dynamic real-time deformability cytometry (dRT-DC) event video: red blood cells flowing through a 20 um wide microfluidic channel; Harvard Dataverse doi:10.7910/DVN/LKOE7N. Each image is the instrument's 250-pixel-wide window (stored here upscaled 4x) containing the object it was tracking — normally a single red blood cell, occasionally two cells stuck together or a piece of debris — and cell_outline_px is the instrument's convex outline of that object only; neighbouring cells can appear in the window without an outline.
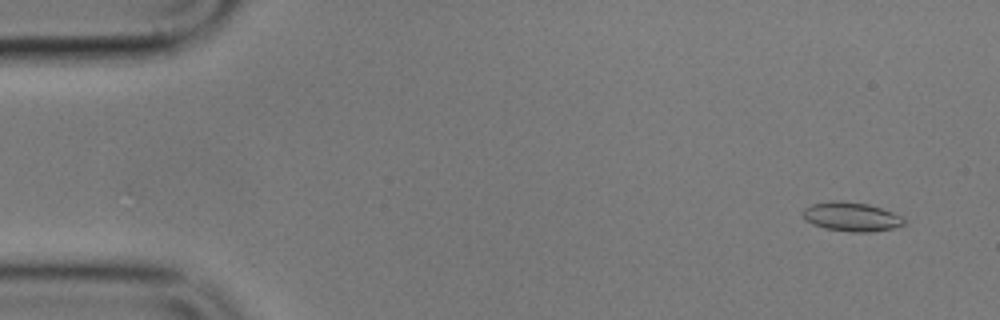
{"species": "common noctule bat (a hibernating species)", "species_latin": "Nyctalus noctula", "temperature_condition": "cold", "stored_images_in_passage": 6, "camera_frame_rate_fps": 3000, "um_per_image_px": 0.085, "animal": {"sex": "male", "body_mass_g": 17.9}, "frame": {"image": 1, "passage_image": 1, "time_ms": 0.0, "image_size_px": [1000, 320], "cell_outline_px": [[904, 224], [892, 228], [872, 232], [852, 232], [824, 228], [812, 224], [804, 220], [800, 212], [804, 208], [812, 204], [832, 200], [840, 200], [868, 204], [904, 216]], "centroid_in_image_um": [72.32, 18.42], "position_along_channel_um": 12.7, "area_um2": 17.34}}
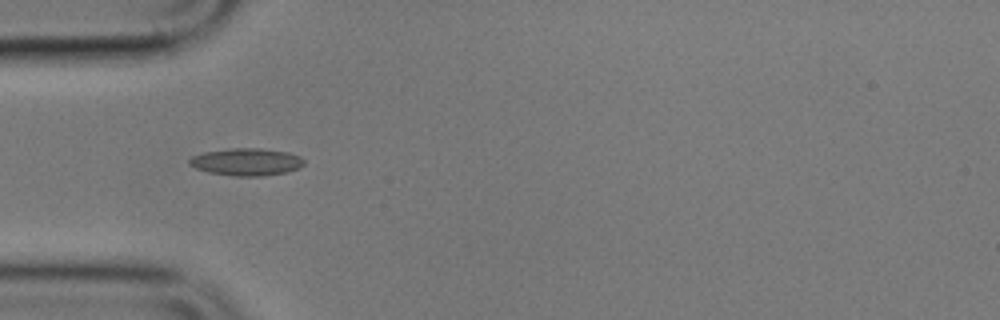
{"frame": {"image": 2, "passage_image": 5, "time_ms": 5.0, "image_size_px": [1000, 320], "cell_outline_px": [[304, 164], [300, 168], [284, 172], [264, 176], [236, 176], [208, 172], [196, 168], [188, 164], [188, 160], [192, 156], [204, 152], [232, 148], [260, 148], [288, 152], [300, 156], [304, 160]], "centroid_in_image_um": [20.95, 13.76], "position_along_channel_um": 64.1, "area_um2": 18.26}}
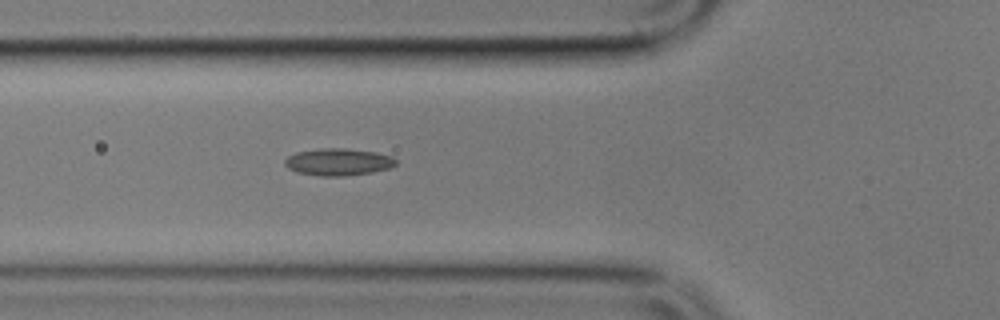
{"frame": {"image": 3, "passage_image": 6, "time_ms": 6.0, "image_size_px": [1000, 320], "cell_outline_px": [[396, 164], [392, 168], [372, 172], [344, 176], [320, 176], [296, 172], [288, 168], [284, 164], [284, 160], [288, 156], [296, 152], [320, 148], [344, 148], [376, 152], [392, 156], [396, 160]], "centroid_in_image_um": [28.75, 13.76], "position_along_channel_um": 97.0, "area_um2": 17.69}}